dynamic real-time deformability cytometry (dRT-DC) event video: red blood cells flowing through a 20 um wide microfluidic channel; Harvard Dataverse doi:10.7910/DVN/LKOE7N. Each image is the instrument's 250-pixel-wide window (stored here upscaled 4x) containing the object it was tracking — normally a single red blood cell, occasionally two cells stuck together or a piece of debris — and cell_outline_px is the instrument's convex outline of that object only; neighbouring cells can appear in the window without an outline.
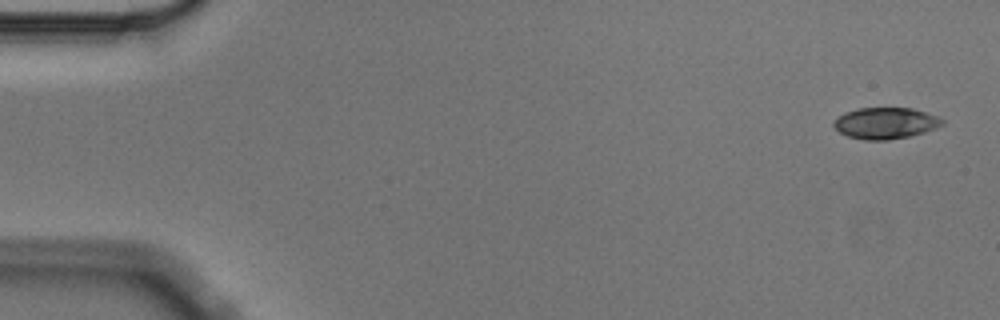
{"species": "Egyptian fruit bat (a non-hibernating species)", "species_latin": "Rousettus aegyptiacus", "temperature_condition": "cold", "stored_images_in_passage": 5, "segment_of_instrument_passage": [1, 2], "camera_frame_rate_fps": 3000, "um_per_image_px": 0.085, "animal": {"sex": "male"}, "frame": {"image": 1, "passage_image": 1, "time_ms": 0.0, "image_size_px": [1000, 320], "cell_outline_px": [[944, 124], [936, 128], [924, 132], [908, 136], [888, 140], [868, 140], [848, 136], [840, 132], [832, 124], [844, 112], [856, 108], [912, 108], [936, 116], [944, 120]], "centroid_in_image_um": [75.27, 10.46], "position_along_channel_um": 9.7, "area_um2": 19.59}}
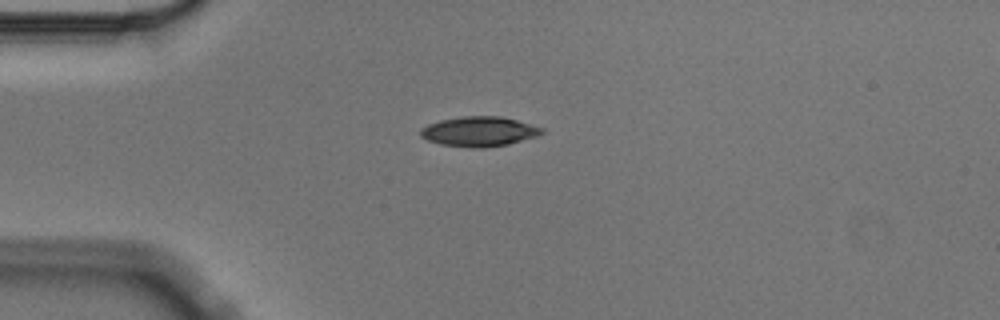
{"frame": {"image": 2, "passage_image": 4, "time_ms": 1.0, "image_size_px": [1000, 320], "cell_outline_px": [[544, 132], [536, 136], [508, 144], [480, 148], [476, 148], [440, 144], [428, 140], [420, 136], [420, 128], [428, 124], [440, 120], [464, 116], [500, 116], [516, 120], [544, 128]], "centroid_in_image_um": [40.71, 11.17], "position_along_channel_um": 44.3, "area_um2": 20.92}}